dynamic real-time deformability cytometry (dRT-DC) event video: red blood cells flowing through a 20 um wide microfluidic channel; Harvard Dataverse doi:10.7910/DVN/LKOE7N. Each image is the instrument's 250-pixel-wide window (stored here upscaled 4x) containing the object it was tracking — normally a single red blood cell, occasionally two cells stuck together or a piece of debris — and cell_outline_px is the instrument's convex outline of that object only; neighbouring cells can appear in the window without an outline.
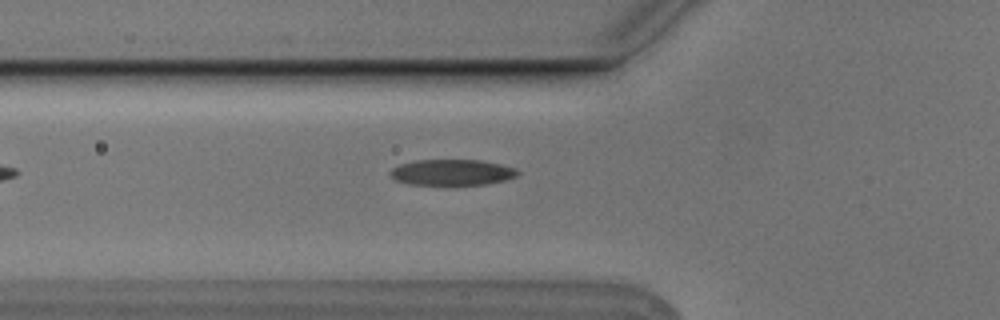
{"species": "Egyptian fruit bat (a non-hibernating species)", "species_latin": "Rousettus aegyptiacus", "temperature_condition": "cold", "stored_images_in_passage": 6, "camera_frame_rate_fps": 3000, "um_per_image_px": 0.085, "animal": {"sex": "male"}, "frame": {"image": 1, "passage_image": 6, "time_ms": 1.667, "image_size_px": [1000, 320], "cell_outline_px": [[520, 172], [516, 176], [504, 180], [488, 184], [456, 188], [408, 184], [396, 180], [388, 172], [392, 168], [400, 164], [416, 160], [480, 160], [500, 164], [516, 168]], "centroid_in_image_um": [38.41, 14.7], "position_along_channel_um": 87.4, "area_um2": 20.23}}